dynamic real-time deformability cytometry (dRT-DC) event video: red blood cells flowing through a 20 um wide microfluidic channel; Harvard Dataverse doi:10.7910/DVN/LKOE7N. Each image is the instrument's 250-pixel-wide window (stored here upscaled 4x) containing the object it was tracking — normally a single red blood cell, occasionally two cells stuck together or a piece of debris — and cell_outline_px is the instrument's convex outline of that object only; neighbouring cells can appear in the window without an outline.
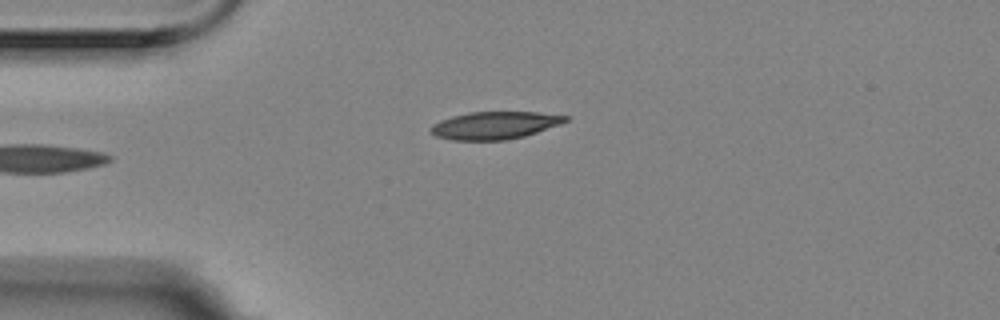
{"species": "Egyptian fruit bat (a non-hibernating species)", "species_latin": "Rousettus aegyptiacus", "temperature_condition": "room temperature", "stored_images_in_passage": 2, "camera_frame_rate_fps": 3000, "um_per_image_px": 0.085, "animal": {"sex": "female"}, "frame": {"image": 1, "passage_image": 2, "time_ms": 0.333, "image_size_px": [1000, 320], "cell_outline_px": [[568, 120], [560, 124], [524, 136], [504, 140], [452, 140], [436, 136], [432, 132], [432, 124], [440, 120], [452, 116], [468, 112], [540, 112], [568, 116]], "centroid_in_image_um": [42.05, 10.64], "position_along_channel_um": 43.0, "area_um2": 21.44}}